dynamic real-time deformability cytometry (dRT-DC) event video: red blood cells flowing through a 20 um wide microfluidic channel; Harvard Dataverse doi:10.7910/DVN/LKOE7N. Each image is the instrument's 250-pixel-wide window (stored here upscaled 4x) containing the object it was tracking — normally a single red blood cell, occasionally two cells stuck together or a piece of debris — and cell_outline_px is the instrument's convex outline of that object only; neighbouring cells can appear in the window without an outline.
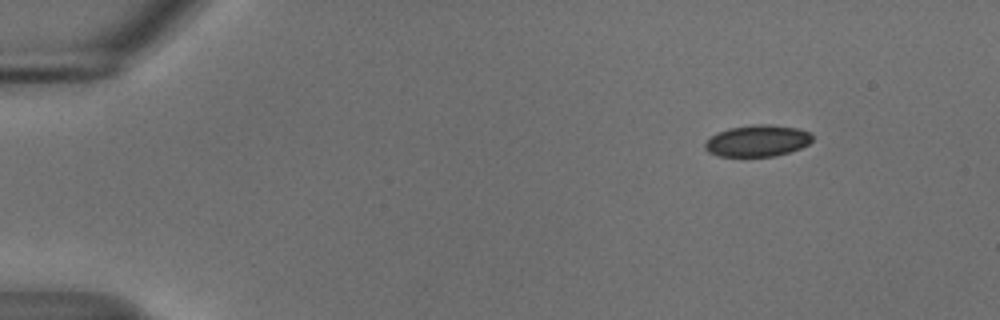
{"species": "common noctule bat (a hibernating species)", "species_latin": "Nyctalus noctula", "temperature_condition": "cold", "stored_images_in_passage": 49, "camera_frame_rate_fps": 3000, "um_per_image_px": 0.085, "animal": {"sex": "male", "body_mass_g": 18.8}, "frame": {"image": 1, "passage_image": 1, "time_ms": 0.0, "image_size_px": [1000, 320], "cell_outline_px": [[812, 140], [808, 144], [800, 148], [776, 156], [720, 156], [708, 152], [704, 148], [704, 144], [712, 136], [728, 128], [756, 124], [768, 124], [796, 128], [808, 132], [812, 136]], "centroid_in_image_um": [64.37, 11.97], "position_along_channel_um": 20.6, "area_um2": 19.48}}
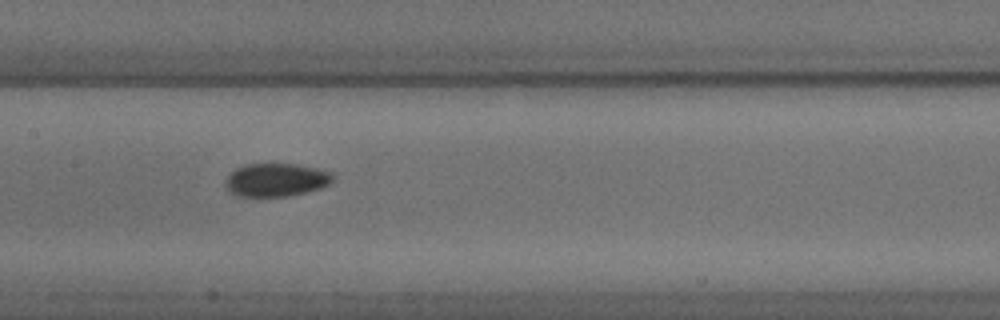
{"frame": {"image": 2, "passage_image": 22, "time_ms": 7.0, "image_size_px": [1000, 320], "cell_outline_px": [[332, 180], [328, 184], [320, 188], [288, 196], [236, 196], [228, 192], [224, 184], [224, 180], [236, 168], [244, 164], [296, 164], [316, 168], [332, 172]], "centroid_in_image_um": [23.41, 15.29], "position_along_channel_um": 184.0, "area_um2": 20.75}}
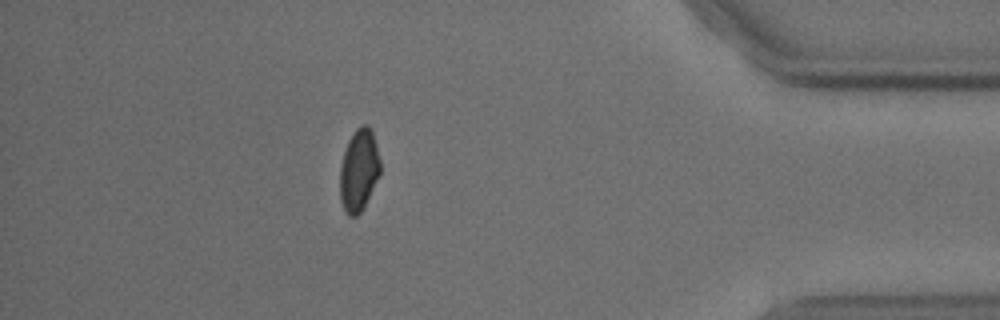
{"frame": {"image": 3, "passage_image": 43, "time_ms": 14.0, "image_size_px": [1000, 320], "cell_outline_px": [[380, 172], [364, 208], [356, 216], [348, 216], [344, 212], [340, 200], [340, 164], [348, 140], [352, 132], [356, 128], [364, 124], [368, 124], [372, 132], [380, 160]], "centroid_in_image_um": [30.48, 14.48], "position_along_channel_um": 404.7, "area_um2": 19.36}, "authors_computed_cell_mechanics": {"area_um2": 20.1144, "velocity_mm_per_s": 3.6972, "shape_relaxation_time_tau1_ms": null, "shape_relaxation_time_tau2_ms": 1.7487, "deformation_change_tau1": null, "deformation_change_tau2": 0.044}}